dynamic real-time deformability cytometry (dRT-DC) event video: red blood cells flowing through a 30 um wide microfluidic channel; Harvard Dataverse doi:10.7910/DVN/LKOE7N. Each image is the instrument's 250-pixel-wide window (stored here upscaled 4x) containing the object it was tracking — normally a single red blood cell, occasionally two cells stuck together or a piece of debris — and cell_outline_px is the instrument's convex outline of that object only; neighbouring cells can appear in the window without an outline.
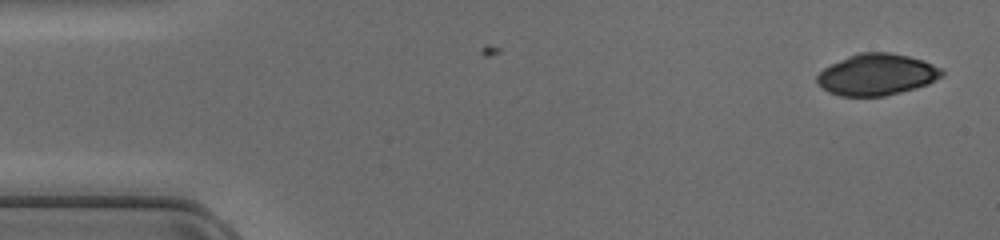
{"species": "common noctule bat (a hibernating species)", "species_latin": "Nyctalus noctula", "temperature_condition": "cold", "stored_images_in_passage": 4, "camera_frame_rate_fps": 3000, "um_per_image_px": 0.085, "animal": {"sex": "female", "body_mass_g": 17.0, "forearm_length_mm": 48.0}, "frame": {"image": 1, "passage_image": 1, "time_ms": 0.0, "image_size_px": [1000, 240], "cell_outline_px": [[944, 76], [928, 84], [916, 88], [884, 96], [840, 96], [828, 92], [816, 84], [816, 76], [824, 68], [848, 56], [860, 52], [888, 52], [908, 56], [924, 60], [940, 68], [944, 72]], "centroid_in_image_um": [74.52, 6.34], "position_along_channel_um": 10.5, "area_um2": 30.23}}